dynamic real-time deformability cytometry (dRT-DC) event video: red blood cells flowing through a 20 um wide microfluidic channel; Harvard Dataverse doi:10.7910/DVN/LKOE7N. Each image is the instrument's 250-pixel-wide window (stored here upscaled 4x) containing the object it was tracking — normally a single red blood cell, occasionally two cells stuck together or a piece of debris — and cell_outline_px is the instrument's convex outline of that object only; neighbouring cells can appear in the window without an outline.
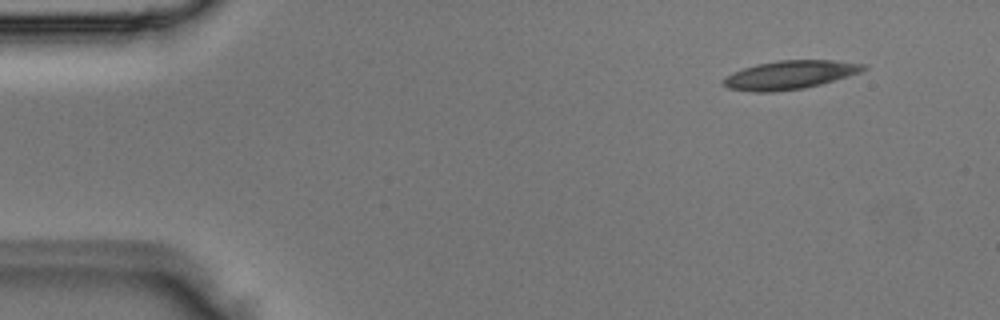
{"species": "Egyptian fruit bat (a non-hibernating species)", "species_latin": "Rousettus aegyptiacus", "temperature_condition": "room temperature", "stored_images_in_passage": 3, "camera_frame_rate_fps": 3000, "um_per_image_px": 0.085, "animal": {"sex": "male"}, "frame": {"image": 1, "passage_image": 1, "time_ms": 0.0, "image_size_px": [1000, 320], "cell_outline_px": [[868, 68], [860, 72], [848, 76], [820, 84], [804, 88], [772, 92], [752, 92], [728, 88], [720, 80], [724, 76], [732, 72], [756, 64], [776, 60], [832, 60], [868, 64]], "centroid_in_image_um": [67.11, 6.36], "position_along_channel_um": 17.9, "area_um2": 23.47}}